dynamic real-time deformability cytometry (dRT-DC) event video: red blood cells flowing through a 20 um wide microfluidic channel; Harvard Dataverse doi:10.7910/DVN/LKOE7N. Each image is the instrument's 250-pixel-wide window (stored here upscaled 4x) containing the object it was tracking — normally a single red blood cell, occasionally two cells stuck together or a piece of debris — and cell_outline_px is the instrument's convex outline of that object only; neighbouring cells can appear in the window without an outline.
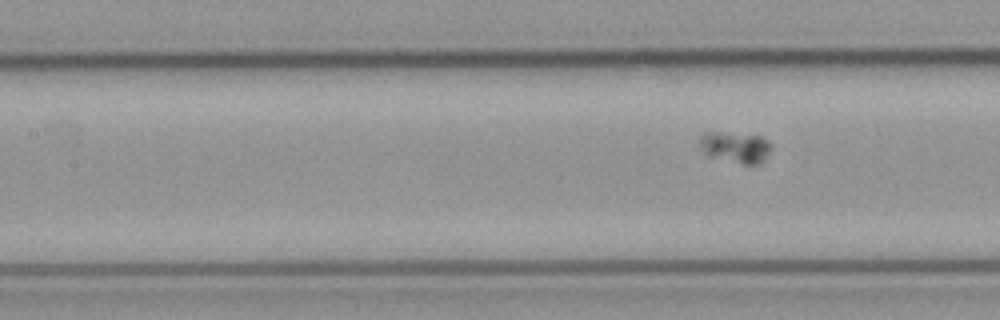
{"species": "common noctule bat (a hibernating species)", "species_latin": "Nyctalus noctula", "temperature_condition": "cold", "stored_images_in_passage": 4, "segment_of_instrument_passage": [2, 2], "camera_frame_rate_fps": 3000, "um_per_image_px": 0.085, "animal": {"sex": "male", "body_mass_g": 23.1, "forearm_length_mm": 52.7}, "frame": {"image": 1, "passage_image": 4, "time_ms": 4.333, "image_size_px": [1000, 320], "cell_outline_px": [[772, 148], [764, 160], [760, 164], [744, 164], [708, 156], [700, 144], [700, 136], [704, 132], [720, 132], [760, 136], [768, 140], [772, 144]], "centroid_in_image_um": [62.55, 12.51], "position_along_channel_um": 144.8, "area_um2": 12.89}}